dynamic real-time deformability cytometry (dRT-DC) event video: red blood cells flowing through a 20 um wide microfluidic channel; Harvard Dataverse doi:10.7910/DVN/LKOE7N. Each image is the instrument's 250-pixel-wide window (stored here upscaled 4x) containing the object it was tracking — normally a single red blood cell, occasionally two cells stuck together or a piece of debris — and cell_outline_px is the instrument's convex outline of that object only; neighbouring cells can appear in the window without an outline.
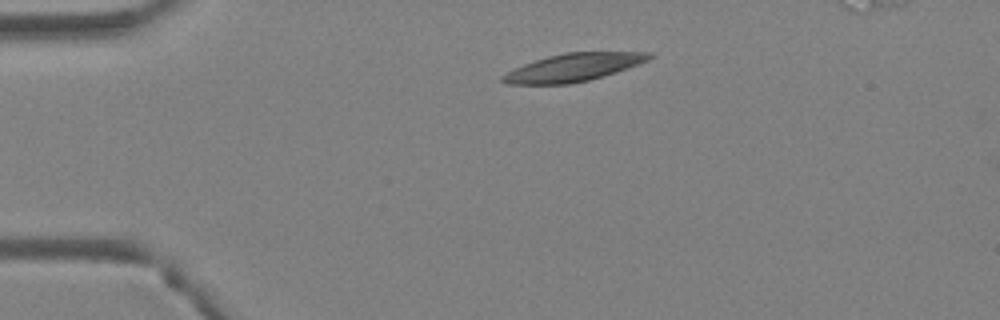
{"species": "Egyptian fruit bat (a non-hibernating species)", "species_latin": "Rousettus aegyptiacus", "temperature_condition": "warm", "stored_images_in_passage": 3, "camera_frame_rate_fps": 3000, "um_per_image_px": 0.085, "animal": {"sex": "female"}, "frame": {"image": 1, "passage_image": 1, "time_ms": 0.0, "image_size_px": [1000, 320], "cell_outline_px": [[656, 56], [648, 60], [628, 68], [616, 72], [588, 80], [568, 84], [508, 84], [500, 80], [500, 76], [524, 64], [548, 56], [564, 52], [652, 52]], "centroid_in_image_um": [48.76, 5.72], "position_along_channel_um": 36.2, "area_um2": 23.64}}
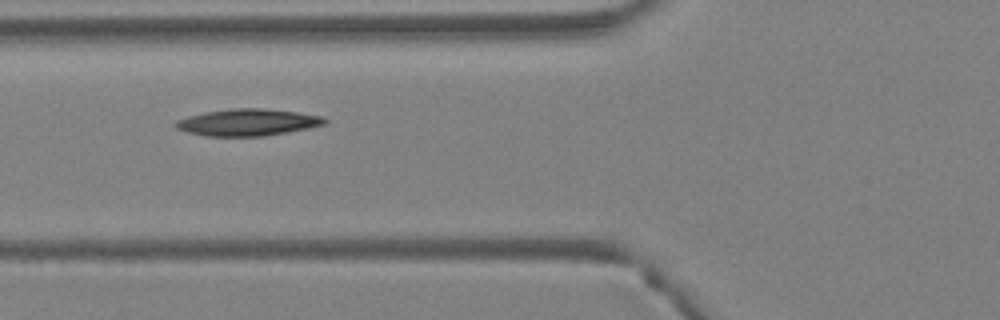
{"frame": {"image": 2, "passage_image": 3, "time_ms": 0.667, "image_size_px": [1000, 320], "cell_outline_px": [[328, 120], [324, 124], [308, 128], [288, 132], [264, 136], [204, 136], [188, 132], [176, 128], [176, 120], [188, 116], [208, 112], [232, 108], [264, 108], [296, 112], [324, 116]], "centroid_in_image_um": [21.08, 10.4], "position_along_channel_um": 104.7, "area_um2": 23.18}}